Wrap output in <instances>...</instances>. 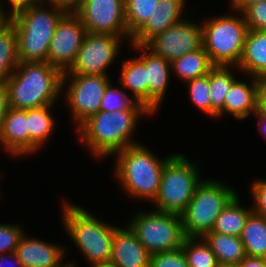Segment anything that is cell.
Instances as JSON below:
<instances>
[{"label": "cell", "mask_w": 266, "mask_h": 267, "mask_svg": "<svg viewBox=\"0 0 266 267\" xmlns=\"http://www.w3.org/2000/svg\"><path fill=\"white\" fill-rule=\"evenodd\" d=\"M0 144L11 156L29 155L27 109L9 108L0 127Z\"/></svg>", "instance_id": "19"}, {"label": "cell", "mask_w": 266, "mask_h": 267, "mask_svg": "<svg viewBox=\"0 0 266 267\" xmlns=\"http://www.w3.org/2000/svg\"><path fill=\"white\" fill-rule=\"evenodd\" d=\"M87 31L80 17L69 9L57 23L48 52V63L63 73L74 63Z\"/></svg>", "instance_id": "13"}, {"label": "cell", "mask_w": 266, "mask_h": 267, "mask_svg": "<svg viewBox=\"0 0 266 267\" xmlns=\"http://www.w3.org/2000/svg\"><path fill=\"white\" fill-rule=\"evenodd\" d=\"M124 227L116 226L109 262L115 267H150L151 254L130 226Z\"/></svg>", "instance_id": "15"}, {"label": "cell", "mask_w": 266, "mask_h": 267, "mask_svg": "<svg viewBox=\"0 0 266 267\" xmlns=\"http://www.w3.org/2000/svg\"><path fill=\"white\" fill-rule=\"evenodd\" d=\"M213 67L214 65L211 63L203 46L171 61V72H174V75L185 83L209 74Z\"/></svg>", "instance_id": "26"}, {"label": "cell", "mask_w": 266, "mask_h": 267, "mask_svg": "<svg viewBox=\"0 0 266 267\" xmlns=\"http://www.w3.org/2000/svg\"><path fill=\"white\" fill-rule=\"evenodd\" d=\"M240 239L246 255L266 259V217L252 212L248 216Z\"/></svg>", "instance_id": "27"}, {"label": "cell", "mask_w": 266, "mask_h": 267, "mask_svg": "<svg viewBox=\"0 0 266 267\" xmlns=\"http://www.w3.org/2000/svg\"><path fill=\"white\" fill-rule=\"evenodd\" d=\"M72 10L89 33L128 36L125 0H77Z\"/></svg>", "instance_id": "12"}, {"label": "cell", "mask_w": 266, "mask_h": 267, "mask_svg": "<svg viewBox=\"0 0 266 267\" xmlns=\"http://www.w3.org/2000/svg\"><path fill=\"white\" fill-rule=\"evenodd\" d=\"M142 103L135 102L129 109L121 111H99L77 128L78 139L88 152L98 159L114 156L117 152L133 146L134 131L141 116H152Z\"/></svg>", "instance_id": "1"}, {"label": "cell", "mask_w": 266, "mask_h": 267, "mask_svg": "<svg viewBox=\"0 0 266 267\" xmlns=\"http://www.w3.org/2000/svg\"><path fill=\"white\" fill-rule=\"evenodd\" d=\"M242 13L248 30L266 31V0L250 5Z\"/></svg>", "instance_id": "36"}, {"label": "cell", "mask_w": 266, "mask_h": 267, "mask_svg": "<svg viewBox=\"0 0 266 267\" xmlns=\"http://www.w3.org/2000/svg\"><path fill=\"white\" fill-rule=\"evenodd\" d=\"M236 194L237 191L225 182L202 180L187 208L180 214L186 237H202L212 231L217 217Z\"/></svg>", "instance_id": "8"}, {"label": "cell", "mask_w": 266, "mask_h": 267, "mask_svg": "<svg viewBox=\"0 0 266 267\" xmlns=\"http://www.w3.org/2000/svg\"><path fill=\"white\" fill-rule=\"evenodd\" d=\"M63 72L48 62H21L6 80L9 106L14 109L39 108L57 103Z\"/></svg>", "instance_id": "2"}, {"label": "cell", "mask_w": 266, "mask_h": 267, "mask_svg": "<svg viewBox=\"0 0 266 267\" xmlns=\"http://www.w3.org/2000/svg\"><path fill=\"white\" fill-rule=\"evenodd\" d=\"M239 267H266V259L260 257L248 256L238 264Z\"/></svg>", "instance_id": "41"}, {"label": "cell", "mask_w": 266, "mask_h": 267, "mask_svg": "<svg viewBox=\"0 0 266 267\" xmlns=\"http://www.w3.org/2000/svg\"><path fill=\"white\" fill-rule=\"evenodd\" d=\"M68 10L61 4L43 3L25 8L12 16L11 23L18 39L19 61L48 62L49 45L56 25Z\"/></svg>", "instance_id": "3"}, {"label": "cell", "mask_w": 266, "mask_h": 267, "mask_svg": "<svg viewBox=\"0 0 266 267\" xmlns=\"http://www.w3.org/2000/svg\"><path fill=\"white\" fill-rule=\"evenodd\" d=\"M258 179L251 184L250 192L254 202L251 207L254 213L266 217V178Z\"/></svg>", "instance_id": "37"}, {"label": "cell", "mask_w": 266, "mask_h": 267, "mask_svg": "<svg viewBox=\"0 0 266 267\" xmlns=\"http://www.w3.org/2000/svg\"><path fill=\"white\" fill-rule=\"evenodd\" d=\"M150 267H189L183 249L165 251L151 255Z\"/></svg>", "instance_id": "35"}, {"label": "cell", "mask_w": 266, "mask_h": 267, "mask_svg": "<svg viewBox=\"0 0 266 267\" xmlns=\"http://www.w3.org/2000/svg\"><path fill=\"white\" fill-rule=\"evenodd\" d=\"M24 230L17 224L0 223V255L16 251Z\"/></svg>", "instance_id": "34"}, {"label": "cell", "mask_w": 266, "mask_h": 267, "mask_svg": "<svg viewBox=\"0 0 266 267\" xmlns=\"http://www.w3.org/2000/svg\"><path fill=\"white\" fill-rule=\"evenodd\" d=\"M65 267H78V265L76 266L75 262H68V264Z\"/></svg>", "instance_id": "49"}, {"label": "cell", "mask_w": 266, "mask_h": 267, "mask_svg": "<svg viewBox=\"0 0 266 267\" xmlns=\"http://www.w3.org/2000/svg\"><path fill=\"white\" fill-rule=\"evenodd\" d=\"M160 0H125V16L129 43L131 38L149 21Z\"/></svg>", "instance_id": "30"}, {"label": "cell", "mask_w": 266, "mask_h": 267, "mask_svg": "<svg viewBox=\"0 0 266 267\" xmlns=\"http://www.w3.org/2000/svg\"><path fill=\"white\" fill-rule=\"evenodd\" d=\"M62 224L88 264L108 263L112 254L115 225L96 218L80 205L63 201Z\"/></svg>", "instance_id": "5"}, {"label": "cell", "mask_w": 266, "mask_h": 267, "mask_svg": "<svg viewBox=\"0 0 266 267\" xmlns=\"http://www.w3.org/2000/svg\"><path fill=\"white\" fill-rule=\"evenodd\" d=\"M240 197L236 194L217 217L212 231L225 235L240 237L252 207L242 206Z\"/></svg>", "instance_id": "25"}, {"label": "cell", "mask_w": 266, "mask_h": 267, "mask_svg": "<svg viewBox=\"0 0 266 267\" xmlns=\"http://www.w3.org/2000/svg\"><path fill=\"white\" fill-rule=\"evenodd\" d=\"M237 66H214L210 70V99L211 117L217 119V113L224 107L226 94L236 80L235 73ZM232 69V70H231ZM234 74V75H233Z\"/></svg>", "instance_id": "28"}, {"label": "cell", "mask_w": 266, "mask_h": 267, "mask_svg": "<svg viewBox=\"0 0 266 267\" xmlns=\"http://www.w3.org/2000/svg\"><path fill=\"white\" fill-rule=\"evenodd\" d=\"M122 39L129 38L87 32L74 63L63 75H108L107 69L120 54Z\"/></svg>", "instance_id": "11"}, {"label": "cell", "mask_w": 266, "mask_h": 267, "mask_svg": "<svg viewBox=\"0 0 266 267\" xmlns=\"http://www.w3.org/2000/svg\"><path fill=\"white\" fill-rule=\"evenodd\" d=\"M3 9H4L3 5L0 4V32L4 30L11 23L12 19V15L10 13H6L7 11Z\"/></svg>", "instance_id": "44"}, {"label": "cell", "mask_w": 266, "mask_h": 267, "mask_svg": "<svg viewBox=\"0 0 266 267\" xmlns=\"http://www.w3.org/2000/svg\"><path fill=\"white\" fill-rule=\"evenodd\" d=\"M248 78L250 84L237 79L234 81L226 94L224 107L217 113V119L223 114H230L235 119L244 120L257 113L261 79L255 76Z\"/></svg>", "instance_id": "16"}, {"label": "cell", "mask_w": 266, "mask_h": 267, "mask_svg": "<svg viewBox=\"0 0 266 267\" xmlns=\"http://www.w3.org/2000/svg\"><path fill=\"white\" fill-rule=\"evenodd\" d=\"M200 162H190L184 154L175 153L163 168L154 209L181 214L191 201L197 186L202 182L198 170Z\"/></svg>", "instance_id": "7"}, {"label": "cell", "mask_w": 266, "mask_h": 267, "mask_svg": "<svg viewBox=\"0 0 266 267\" xmlns=\"http://www.w3.org/2000/svg\"><path fill=\"white\" fill-rule=\"evenodd\" d=\"M260 1H264V0H230L229 7L233 10V12L238 11V13L240 12L242 13L247 7Z\"/></svg>", "instance_id": "42"}, {"label": "cell", "mask_w": 266, "mask_h": 267, "mask_svg": "<svg viewBox=\"0 0 266 267\" xmlns=\"http://www.w3.org/2000/svg\"><path fill=\"white\" fill-rule=\"evenodd\" d=\"M6 2L11 6V10L9 9L8 13L10 12L12 16L25 8L43 4L42 0H6Z\"/></svg>", "instance_id": "38"}, {"label": "cell", "mask_w": 266, "mask_h": 267, "mask_svg": "<svg viewBox=\"0 0 266 267\" xmlns=\"http://www.w3.org/2000/svg\"><path fill=\"white\" fill-rule=\"evenodd\" d=\"M9 98H8V90L6 84L0 82V127L2 124V120L9 110Z\"/></svg>", "instance_id": "39"}, {"label": "cell", "mask_w": 266, "mask_h": 267, "mask_svg": "<svg viewBox=\"0 0 266 267\" xmlns=\"http://www.w3.org/2000/svg\"><path fill=\"white\" fill-rule=\"evenodd\" d=\"M145 46L171 62L203 46L202 25L184 18L153 37Z\"/></svg>", "instance_id": "14"}, {"label": "cell", "mask_w": 266, "mask_h": 267, "mask_svg": "<svg viewBox=\"0 0 266 267\" xmlns=\"http://www.w3.org/2000/svg\"><path fill=\"white\" fill-rule=\"evenodd\" d=\"M19 63L17 33L12 23L0 32V82L5 83Z\"/></svg>", "instance_id": "29"}, {"label": "cell", "mask_w": 266, "mask_h": 267, "mask_svg": "<svg viewBox=\"0 0 266 267\" xmlns=\"http://www.w3.org/2000/svg\"><path fill=\"white\" fill-rule=\"evenodd\" d=\"M217 267H239V266L233 265V264H221V263H219Z\"/></svg>", "instance_id": "48"}, {"label": "cell", "mask_w": 266, "mask_h": 267, "mask_svg": "<svg viewBox=\"0 0 266 267\" xmlns=\"http://www.w3.org/2000/svg\"><path fill=\"white\" fill-rule=\"evenodd\" d=\"M234 13L202 22L203 47L214 66H238L242 57L248 26L243 13Z\"/></svg>", "instance_id": "6"}, {"label": "cell", "mask_w": 266, "mask_h": 267, "mask_svg": "<svg viewBox=\"0 0 266 267\" xmlns=\"http://www.w3.org/2000/svg\"><path fill=\"white\" fill-rule=\"evenodd\" d=\"M110 82L109 75H63L62 89H67L65 100L76 129L99 112L104 91Z\"/></svg>", "instance_id": "10"}, {"label": "cell", "mask_w": 266, "mask_h": 267, "mask_svg": "<svg viewBox=\"0 0 266 267\" xmlns=\"http://www.w3.org/2000/svg\"><path fill=\"white\" fill-rule=\"evenodd\" d=\"M202 238L221 264L238 265L246 257L244 244L240 237L207 232Z\"/></svg>", "instance_id": "24"}, {"label": "cell", "mask_w": 266, "mask_h": 267, "mask_svg": "<svg viewBox=\"0 0 266 267\" xmlns=\"http://www.w3.org/2000/svg\"><path fill=\"white\" fill-rule=\"evenodd\" d=\"M236 69L248 76L266 78V31L248 30Z\"/></svg>", "instance_id": "22"}, {"label": "cell", "mask_w": 266, "mask_h": 267, "mask_svg": "<svg viewBox=\"0 0 266 267\" xmlns=\"http://www.w3.org/2000/svg\"><path fill=\"white\" fill-rule=\"evenodd\" d=\"M191 102L203 113L211 117L210 71L209 74L186 82Z\"/></svg>", "instance_id": "32"}, {"label": "cell", "mask_w": 266, "mask_h": 267, "mask_svg": "<svg viewBox=\"0 0 266 267\" xmlns=\"http://www.w3.org/2000/svg\"><path fill=\"white\" fill-rule=\"evenodd\" d=\"M112 85L113 84L110 82L106 87L99 111L113 112L129 109L136 100H134L132 96L129 97L130 95L126 94L123 87H119L118 89Z\"/></svg>", "instance_id": "33"}, {"label": "cell", "mask_w": 266, "mask_h": 267, "mask_svg": "<svg viewBox=\"0 0 266 267\" xmlns=\"http://www.w3.org/2000/svg\"><path fill=\"white\" fill-rule=\"evenodd\" d=\"M256 114H266V78H262L260 82L258 111Z\"/></svg>", "instance_id": "40"}, {"label": "cell", "mask_w": 266, "mask_h": 267, "mask_svg": "<svg viewBox=\"0 0 266 267\" xmlns=\"http://www.w3.org/2000/svg\"><path fill=\"white\" fill-rule=\"evenodd\" d=\"M181 248L189 267H217L219 264L202 237H187Z\"/></svg>", "instance_id": "31"}, {"label": "cell", "mask_w": 266, "mask_h": 267, "mask_svg": "<svg viewBox=\"0 0 266 267\" xmlns=\"http://www.w3.org/2000/svg\"><path fill=\"white\" fill-rule=\"evenodd\" d=\"M7 257H9L14 263L13 266H10V267H22V264L19 261L18 256H17V254L15 252L1 254L0 255V267H7L6 266V265H8L7 262L10 263L9 262L10 261L9 258L6 259ZM14 265H16V266H14Z\"/></svg>", "instance_id": "43"}, {"label": "cell", "mask_w": 266, "mask_h": 267, "mask_svg": "<svg viewBox=\"0 0 266 267\" xmlns=\"http://www.w3.org/2000/svg\"><path fill=\"white\" fill-rule=\"evenodd\" d=\"M131 219L127 224L151 255L176 250L187 238L179 214L138 210Z\"/></svg>", "instance_id": "9"}, {"label": "cell", "mask_w": 266, "mask_h": 267, "mask_svg": "<svg viewBox=\"0 0 266 267\" xmlns=\"http://www.w3.org/2000/svg\"><path fill=\"white\" fill-rule=\"evenodd\" d=\"M131 48L138 52L139 50L142 51L138 57L133 56V58L121 62L119 84L125 90L129 89L133 99L142 103L148 109L146 46L131 44Z\"/></svg>", "instance_id": "20"}, {"label": "cell", "mask_w": 266, "mask_h": 267, "mask_svg": "<svg viewBox=\"0 0 266 267\" xmlns=\"http://www.w3.org/2000/svg\"><path fill=\"white\" fill-rule=\"evenodd\" d=\"M53 106L46 105L39 108L27 109V125L29 131V154L30 156L39 151L43 144L48 142L55 130V118L50 113Z\"/></svg>", "instance_id": "23"}, {"label": "cell", "mask_w": 266, "mask_h": 267, "mask_svg": "<svg viewBox=\"0 0 266 267\" xmlns=\"http://www.w3.org/2000/svg\"><path fill=\"white\" fill-rule=\"evenodd\" d=\"M65 247L40 239L28 238L26 233L21 237L15 253L22 267H65L63 263ZM63 263V264H62Z\"/></svg>", "instance_id": "17"}, {"label": "cell", "mask_w": 266, "mask_h": 267, "mask_svg": "<svg viewBox=\"0 0 266 267\" xmlns=\"http://www.w3.org/2000/svg\"><path fill=\"white\" fill-rule=\"evenodd\" d=\"M258 120V129L262 137L266 140V114H255Z\"/></svg>", "instance_id": "45"}, {"label": "cell", "mask_w": 266, "mask_h": 267, "mask_svg": "<svg viewBox=\"0 0 266 267\" xmlns=\"http://www.w3.org/2000/svg\"><path fill=\"white\" fill-rule=\"evenodd\" d=\"M148 81V110L153 114L159 109L169 85L171 62L153 53L146 47Z\"/></svg>", "instance_id": "21"}, {"label": "cell", "mask_w": 266, "mask_h": 267, "mask_svg": "<svg viewBox=\"0 0 266 267\" xmlns=\"http://www.w3.org/2000/svg\"><path fill=\"white\" fill-rule=\"evenodd\" d=\"M89 266L90 267H115L111 262H108V263H91V264H89Z\"/></svg>", "instance_id": "47"}, {"label": "cell", "mask_w": 266, "mask_h": 267, "mask_svg": "<svg viewBox=\"0 0 266 267\" xmlns=\"http://www.w3.org/2000/svg\"><path fill=\"white\" fill-rule=\"evenodd\" d=\"M173 155L161 160L142 144L129 146L115 154L114 177L128 197L152 203L158 194L165 163Z\"/></svg>", "instance_id": "4"}, {"label": "cell", "mask_w": 266, "mask_h": 267, "mask_svg": "<svg viewBox=\"0 0 266 267\" xmlns=\"http://www.w3.org/2000/svg\"><path fill=\"white\" fill-rule=\"evenodd\" d=\"M186 2L188 1L160 0L149 21L131 38L130 43L146 45L153 37L183 20Z\"/></svg>", "instance_id": "18"}, {"label": "cell", "mask_w": 266, "mask_h": 267, "mask_svg": "<svg viewBox=\"0 0 266 267\" xmlns=\"http://www.w3.org/2000/svg\"><path fill=\"white\" fill-rule=\"evenodd\" d=\"M43 3H56L67 7L68 9H73L77 3V0H42Z\"/></svg>", "instance_id": "46"}]
</instances>
